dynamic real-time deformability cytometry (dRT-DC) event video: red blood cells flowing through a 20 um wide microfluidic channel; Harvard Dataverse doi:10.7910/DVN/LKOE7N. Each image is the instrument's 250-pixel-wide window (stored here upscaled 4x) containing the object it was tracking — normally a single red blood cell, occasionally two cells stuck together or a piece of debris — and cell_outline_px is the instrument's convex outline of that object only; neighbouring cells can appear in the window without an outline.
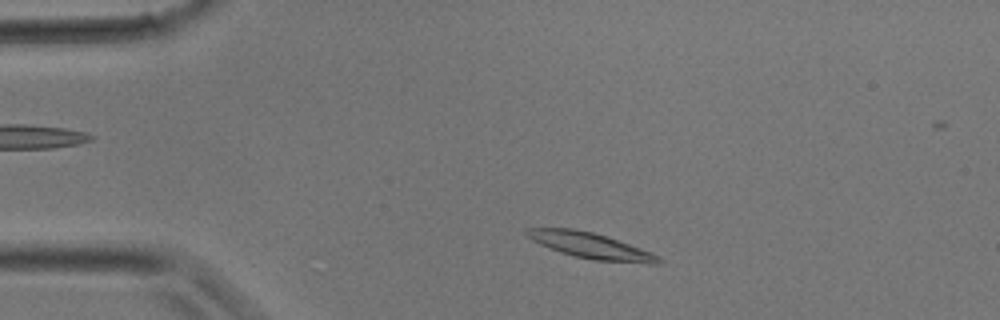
{"species": "common noctule bat (a hibernating species)", "species_latin": "Nyctalus noctula", "temperature_condition": "room temperature", "stored_images_in_passage": 8, "camera_frame_rate_fps": 3000, "um_per_image_px": 0.085, "animal": {"sex": "male", "body_mass_g": 17.9}, "frame": {"image": 1, "passage_image": 3, "time_ms": 0.667, "image_size_px": [1000, 320], "cell_outline_px": [[664, 260], [660, 264], [652, 264], [592, 260], [560, 252], [540, 244], [532, 240], [524, 232], [524, 228], [572, 228], [592, 232], [640, 248]], "centroid_in_image_um": [50.17, 20.88], "position_along_channel_um": 34.8, "area_um2": 19.48}}
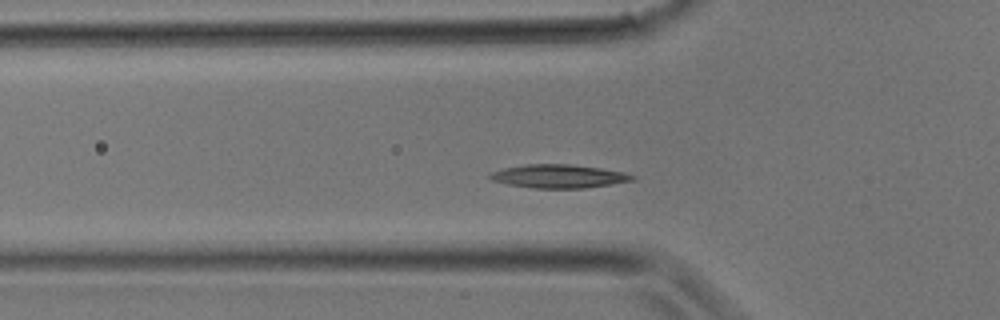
{"frame": {"image": 2, "passage_image": 7, "time_ms": 2.0, "image_size_px": [1000, 320], "cell_outline_px": [[636, 180], [612, 184], [584, 188], [532, 188], [508, 184], [492, 180], [488, 176], [492, 172], [504, 168], [524, 164], [572, 164], [600, 168], [624, 172], [636, 176]], "centroid_in_image_um": [47.52, 14.98], "position_along_channel_um": 78.3, "area_um2": 19.48}}